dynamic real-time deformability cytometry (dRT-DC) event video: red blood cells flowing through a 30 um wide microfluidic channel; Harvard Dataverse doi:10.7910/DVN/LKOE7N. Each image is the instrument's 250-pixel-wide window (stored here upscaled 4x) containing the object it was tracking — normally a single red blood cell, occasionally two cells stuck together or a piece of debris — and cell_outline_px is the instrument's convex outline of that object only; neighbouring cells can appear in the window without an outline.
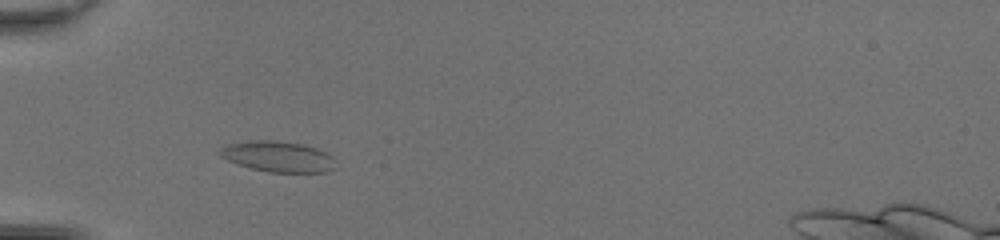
{"species": "common noctule bat (a hibernating species)", "species_latin": "Nyctalus noctula", "temperature_condition": "room temperature", "stored_images_in_passage": 35, "camera_frame_rate_fps": 3000, "um_per_image_px": 0.085, "animal": {"sex": "female", "body_mass_g": 20.0, "forearm_length_mm": 54.0}, "frame": {"image": 1, "passage_image": 5, "time_ms": 1.333, "image_size_px": [1000, 240], "cell_outline_px": [[336, 168], [328, 172], [268, 172], [252, 168], [228, 160], [220, 156], [216, 152], [220, 148], [228, 144], [248, 140], [276, 140], [304, 144], [316, 148], [332, 156]], "centroid_in_image_um": [23.62, 13.3], "position_along_channel_um": 61.4, "area_um2": 20.81}}
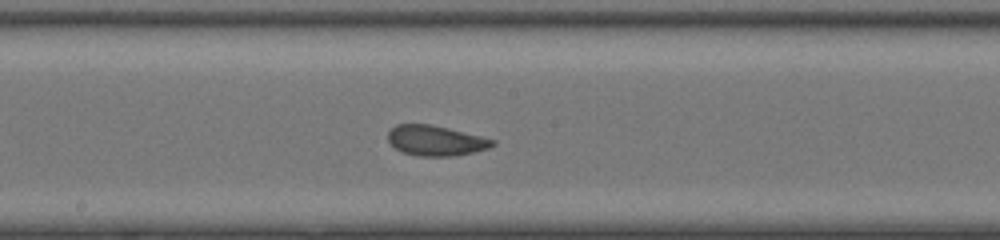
{"frame": {"image": 2, "passage_image": 16, "time_ms": 5.0, "image_size_px": [1000, 240], "cell_outline_px": [[496, 144], [488, 148], [472, 152], [452, 156], [416, 156], [404, 152], [396, 148], [388, 140], [388, 132], [396, 124], [432, 124], [496, 140]], "centroid_in_image_um": [37.03, 11.94], "position_along_channel_um": 211.2, "area_um2": 18.26}}
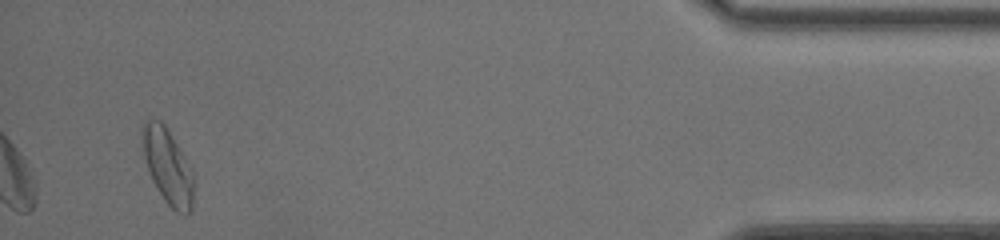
{"frame": {"image": 3, "passage_image": 35, "time_ms": 11.333, "image_size_px": [1000, 240], "cell_outline_px": [[192, 208], [184, 216], [176, 212], [164, 200], [152, 180], [144, 156], [140, 132], [140, 128], [144, 120], [160, 120], [168, 128], [180, 148], [192, 176]], "centroid_in_image_um": [14.21, 14.09], "position_along_channel_um": 421.0, "area_um2": 22.2}, "authors_computed_cell_mechanics": {"area_um2": 18.9006, "velocity_mm_per_s": 4.3347, "shape_relaxation_time_tau1_ms": 6.6364, "shape_relaxation_time_tau2_ms": 1.2164, "deformation_change_tau1": 0.138, "deformation_change_tau2": 0.0772}}